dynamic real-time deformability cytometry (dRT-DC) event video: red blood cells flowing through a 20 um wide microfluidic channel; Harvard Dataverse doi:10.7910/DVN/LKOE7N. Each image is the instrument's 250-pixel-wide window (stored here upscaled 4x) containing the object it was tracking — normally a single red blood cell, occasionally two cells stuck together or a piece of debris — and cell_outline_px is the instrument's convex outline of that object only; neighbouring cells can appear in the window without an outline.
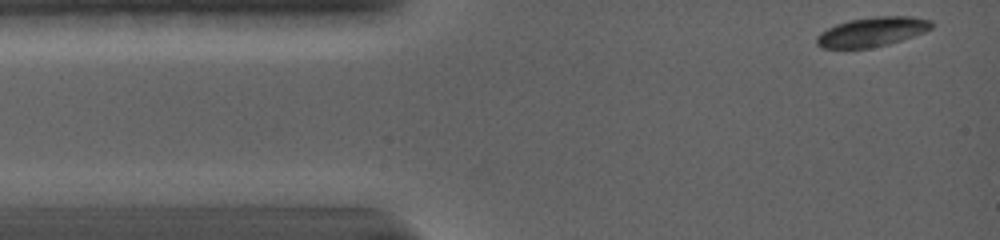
{"species": "common noctule bat (a hibernating species)", "species_latin": "Nyctalus noctula", "temperature_condition": "warm", "stored_images_in_passage": 73, "camera_frame_rate_fps": 5000, "um_per_image_px": 0.085, "animal": {"sex": "female", "body_mass_g": 19.0, "forearm_length_mm": 56.7}, "frame": {"image": 1, "passage_image": 1, "time_ms": 0.0, "image_size_px": [1000, 240], "cell_outline_px": [[932, 28], [924, 32], [900, 40], [868, 48], [824, 48], [816, 44], [816, 36], [828, 28], [836, 24], [848, 20], [880, 16], [908, 16], [932, 20]], "centroid_in_image_um": [74.11, 2.69], "position_along_channel_um": 10.9, "area_um2": 19.36}}
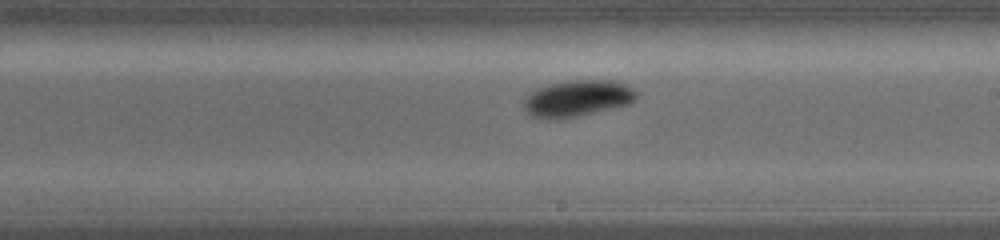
{"frame": {"image": 2, "passage_image": 47, "time_ms": 7.6, "image_size_px": [1000, 240], "cell_outline_px": [[636, 96], [628, 104], [576, 116], [556, 120], [540, 120], [532, 116], [524, 108], [524, 104], [528, 96], [532, 92], [540, 88], [552, 84], [572, 80], [612, 80], [624, 84], [636, 92]], "centroid_in_image_um": [49.04, 8.38], "position_along_channel_um": 240.0, "area_um2": 23.35}}
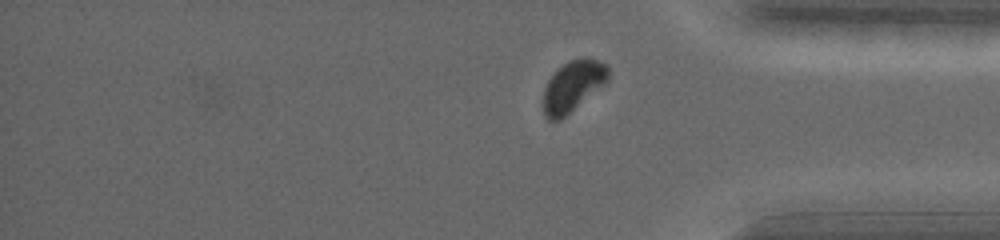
{"frame": {"image": 3, "passage_image": 73, "time_ms": 11.6, "image_size_px": [1000, 240], "cell_outline_px": [[608, 84], [560, 120], [548, 120], [544, 116], [544, 88], [548, 80], [568, 60], [584, 56], [588, 56], [608, 64]], "centroid_in_image_um": [48.76, 7.31], "position_along_channel_um": 386.4, "area_um2": 19.65}, "authors_computed_cell_mechanics": {"area_um2": 21.097, "velocity_mm_per_s": 3.8316, "shape_relaxation_time_tau1_ms": 2.4497, "shape_relaxation_time_tau2_ms": 8.292, "deformation_change_tau1": 0.1413, "deformation_change_tau2": 0.0523}}